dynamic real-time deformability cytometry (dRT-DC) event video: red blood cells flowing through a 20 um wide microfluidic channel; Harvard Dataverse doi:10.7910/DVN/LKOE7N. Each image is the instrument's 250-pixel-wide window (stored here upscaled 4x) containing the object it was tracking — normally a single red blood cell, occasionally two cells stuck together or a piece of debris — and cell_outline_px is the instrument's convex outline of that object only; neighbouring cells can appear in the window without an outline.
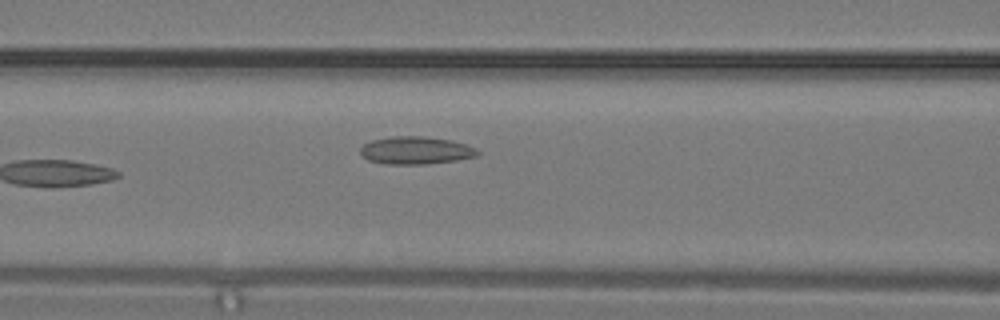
{"species": "common noctule bat (a hibernating species)", "species_latin": "Nyctalus noctula", "temperature_condition": "warm", "stored_images_in_passage": 12, "camera_frame_rate_fps": 3000, "um_per_image_px": 0.085, "animal": {"sex": "male", "body_mass_g": 19.2, "forearm_length_mm": 51.8}, "frame": {"image": 1, "passage_image": 12, "time_ms": 3.667, "image_size_px": [1000, 320], "cell_outline_px": [[480, 152], [476, 156], [456, 160], [428, 164], [388, 164], [368, 160], [360, 152], [360, 148], [364, 144], [372, 140], [392, 136], [424, 136], [452, 140], [476, 148]], "centroid_in_image_um": [35.35, 12.78], "position_along_channel_um": 131.3, "area_um2": 18.84}}